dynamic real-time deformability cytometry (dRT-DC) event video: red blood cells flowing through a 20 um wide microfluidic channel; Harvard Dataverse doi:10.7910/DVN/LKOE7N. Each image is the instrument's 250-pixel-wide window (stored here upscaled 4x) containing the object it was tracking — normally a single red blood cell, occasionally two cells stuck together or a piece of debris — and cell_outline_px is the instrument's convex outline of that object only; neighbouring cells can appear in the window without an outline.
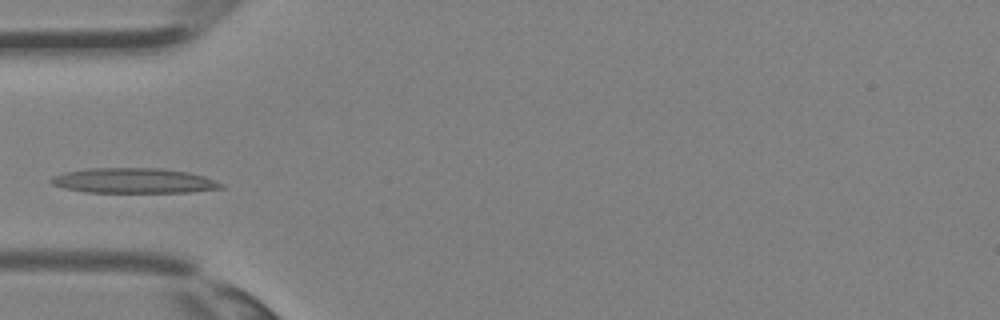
{"species": "Egyptian fruit bat (a non-hibernating species)", "species_latin": "Rousettus aegyptiacus", "temperature_condition": "room temperature", "stored_images_in_passage": 25, "camera_frame_rate_fps": 3000, "um_per_image_px": 0.085, "animal": {"sex": "female"}, "frame": {"image": 1, "passage_image": 1, "time_ms": 0.0, "image_size_px": [1000, 320], "cell_outline_px": [[224, 188], [188, 192], [84, 192], [64, 188], [52, 184], [48, 180], [52, 176], [64, 172], [88, 168], [160, 168], [188, 172], [204, 176], [224, 184]], "centroid_in_image_um": [11.34, 15.35], "position_along_channel_um": 73.7, "area_um2": 24.91}}
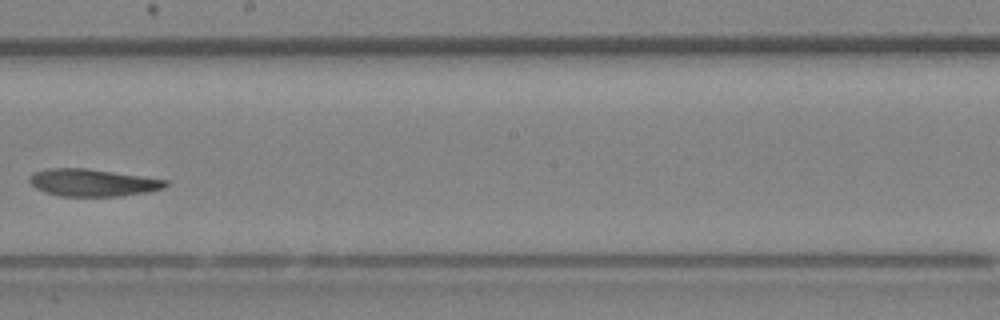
{"frame": {"image": 2, "passage_image": 10, "time_ms": 3.0, "image_size_px": [1000, 320], "cell_outline_px": [[168, 184], [164, 188], [144, 192], [120, 196], [60, 196], [44, 192], [36, 188], [28, 180], [36, 172], [48, 168], [88, 168], [168, 180]], "centroid_in_image_um": [7.88, 15.52], "position_along_channel_um": 240.3, "area_um2": 21.44}}
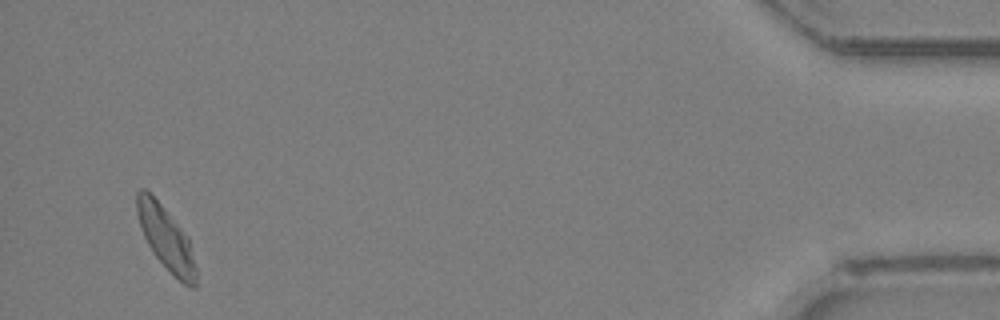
{"frame": {"image": 3, "passage_image": 24, "time_ms": 7.667, "image_size_px": [1000, 320], "cell_outline_px": [[196, 288], [192, 288], [184, 284], [152, 252], [144, 236], [136, 212], [136, 192], [140, 188], [144, 188], [160, 204], [188, 236], [196, 268]], "centroid_in_image_um": [14.11, 20.24], "position_along_channel_um": 421.1, "area_um2": 21.21}}